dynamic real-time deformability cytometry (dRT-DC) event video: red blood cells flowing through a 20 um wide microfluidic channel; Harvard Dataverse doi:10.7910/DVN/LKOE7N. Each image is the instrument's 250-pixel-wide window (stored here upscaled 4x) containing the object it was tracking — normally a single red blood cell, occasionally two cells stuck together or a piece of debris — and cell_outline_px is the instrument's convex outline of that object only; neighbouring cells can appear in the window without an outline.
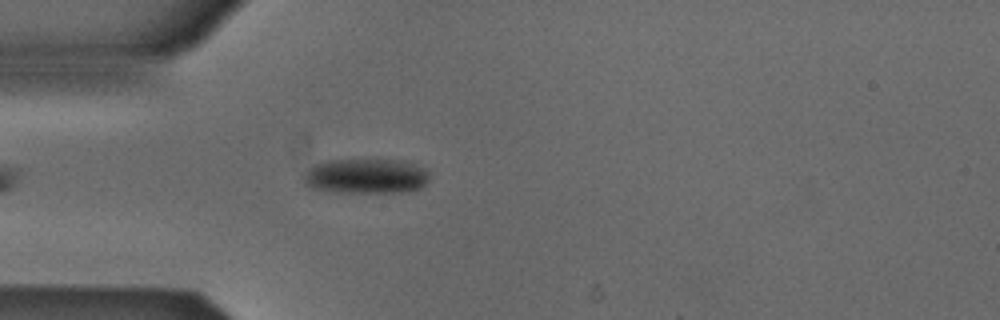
{"species": "Egyptian fruit bat (a non-hibernating species)", "species_latin": "Rousettus aegyptiacus", "temperature_condition": "cold", "stored_images_in_passage": 43, "camera_frame_rate_fps": 3000, "um_per_image_px": 0.085, "animal": {"sex": "male"}, "frame": {"image": 1, "passage_image": 5, "time_ms": 1.333, "image_size_px": [1000, 320], "cell_outline_px": [[428, 180], [420, 188], [400, 192], [336, 192], [312, 188], [304, 184], [304, 172], [308, 168], [324, 160], [404, 160], [416, 164], [424, 168], [428, 172]], "centroid_in_image_um": [31.09, 14.96], "position_along_channel_um": 53.9, "area_um2": 25.66}}
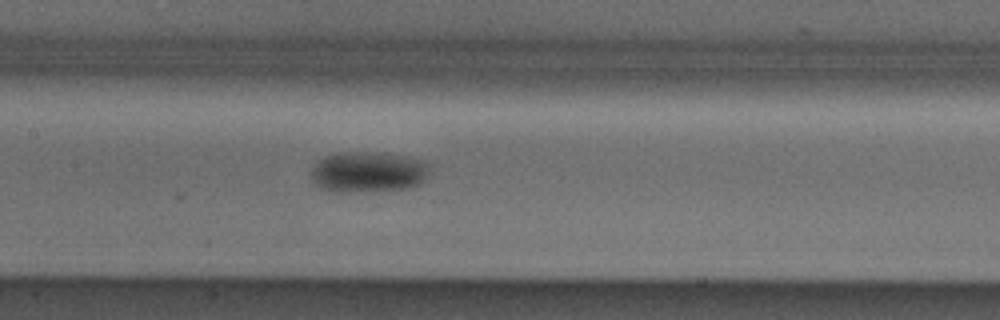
{"frame": {"image": 2, "passage_image": 15, "time_ms": 4.667, "image_size_px": [1000, 320], "cell_outline_px": [[428, 164], [424, 180], [420, 184], [404, 188], [344, 192], [332, 192], [316, 188], [312, 180], [312, 164], [324, 156], [336, 152], [376, 152], [424, 160]], "centroid_in_image_um": [31.18, 14.61], "position_along_channel_um": 176.2, "area_um2": 28.09}}
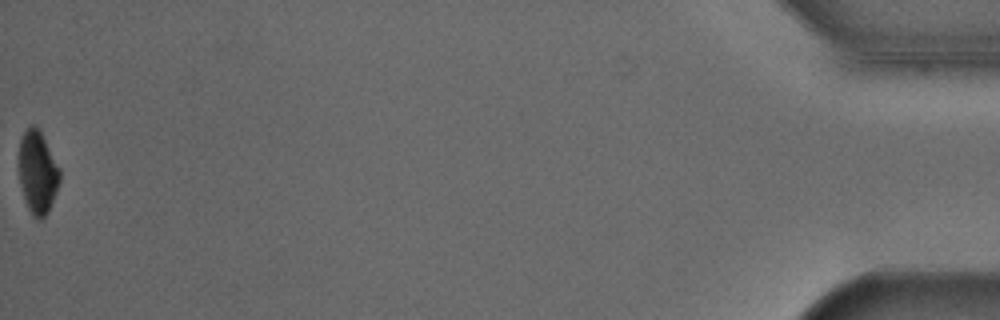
{"frame": {"image": 3, "passage_image": 43, "time_ms": 14.0, "image_size_px": [1000, 320], "cell_outline_px": [[60, 180], [56, 192], [48, 212], [40, 220], [32, 216], [24, 200], [20, 184], [20, 140], [24, 132], [32, 124], [40, 132], [60, 168]], "centroid_in_image_um": [3.21, 14.7], "position_along_channel_um": 432.0, "area_um2": 19.31}}